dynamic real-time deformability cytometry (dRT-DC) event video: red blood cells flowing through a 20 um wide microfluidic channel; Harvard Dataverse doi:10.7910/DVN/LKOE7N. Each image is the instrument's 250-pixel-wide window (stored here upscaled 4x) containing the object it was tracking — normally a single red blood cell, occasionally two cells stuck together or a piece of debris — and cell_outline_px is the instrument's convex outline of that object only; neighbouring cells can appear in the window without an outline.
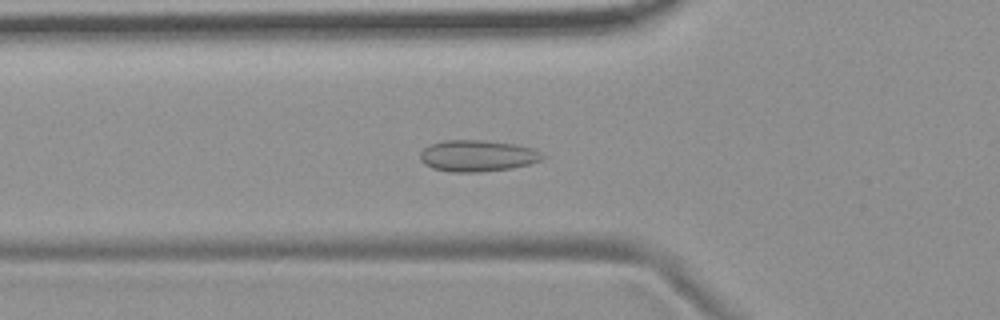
{"species": "common noctule bat (a hibernating species)", "species_latin": "Nyctalus noctula", "temperature_condition": "room temperature", "stored_images_in_passage": 38, "camera_frame_rate_fps": 3000, "um_per_image_px": 0.085, "animal": {"sex": "female", "body_mass_g": 19.9}, "frame": {"image": 1, "passage_image": 19, "time_ms": 6.0, "image_size_px": [1000, 320], "cell_outline_px": [[548, 156], [544, 160], [512, 168], [480, 172], [452, 172], [432, 168], [424, 164], [420, 160], [420, 152], [424, 148], [432, 144], [444, 140], [480, 140], [516, 144], [532, 148]], "centroid_in_image_um": [40.61, 13.25], "position_along_channel_um": 85.2, "area_um2": 22.54}}
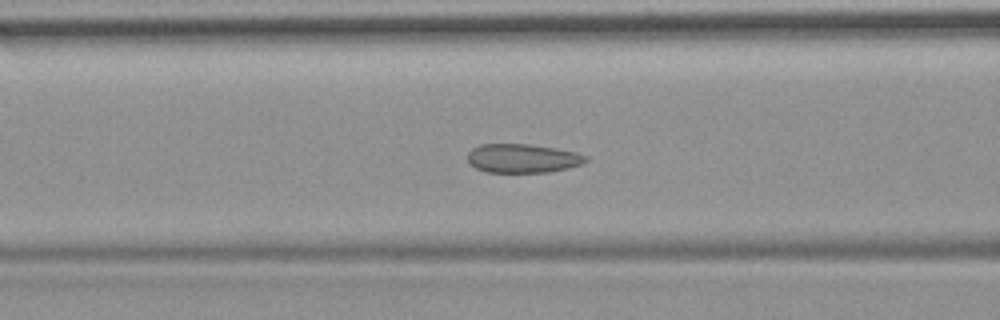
{"frame": {"image": 2, "passage_image": 22, "time_ms": 7.0, "image_size_px": [1000, 320], "cell_outline_px": [[588, 160], [580, 164], [568, 168], [548, 172], [484, 172], [468, 164], [468, 152], [472, 148], [480, 144], [528, 144], [576, 152], [588, 156]], "centroid_in_image_um": [44.38, 13.46], "position_along_channel_um": 122.2, "area_um2": 19.88}}
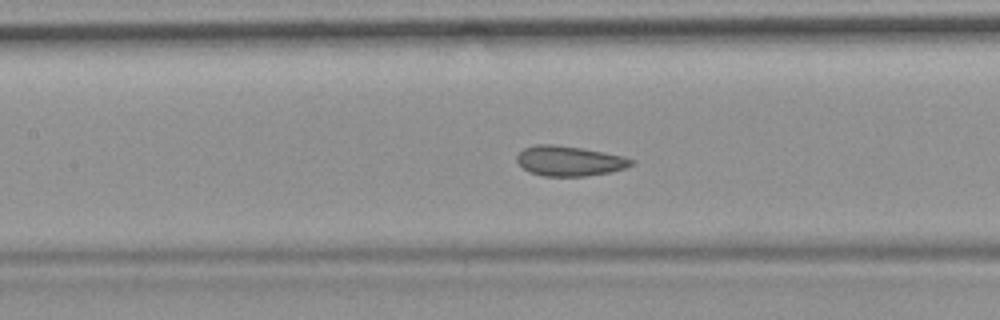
{"frame": {"image": 3, "passage_image": 25, "time_ms": 8.0, "image_size_px": [1000, 320], "cell_outline_px": [[636, 164], [624, 168], [608, 172], [584, 176], [544, 176], [528, 172], [516, 160], [516, 156], [524, 148], [536, 144], [556, 144], [604, 152], [624, 156], [636, 160]], "centroid_in_image_um": [48.41, 13.67], "position_along_channel_um": 159.0, "area_um2": 20.06}}